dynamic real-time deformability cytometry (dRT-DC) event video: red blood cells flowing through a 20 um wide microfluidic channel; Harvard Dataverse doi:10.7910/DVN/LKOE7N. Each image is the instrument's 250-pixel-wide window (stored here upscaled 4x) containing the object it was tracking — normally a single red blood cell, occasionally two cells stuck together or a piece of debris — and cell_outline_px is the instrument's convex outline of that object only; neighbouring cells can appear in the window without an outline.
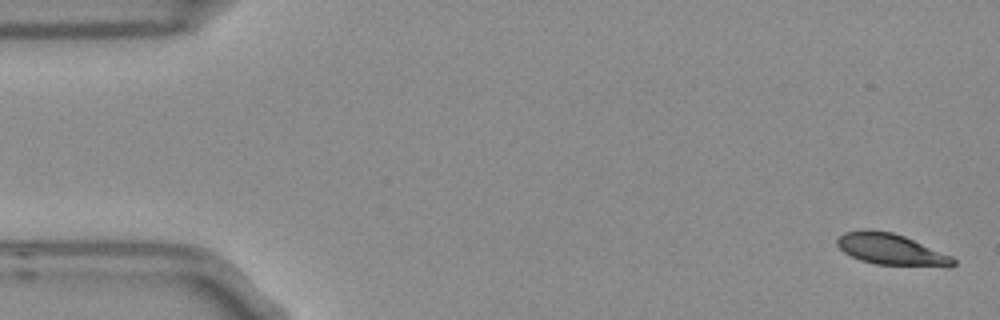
{"species": "Egyptian fruit bat (a non-hibernating species)", "species_latin": "Rousettus aegyptiacus", "temperature_condition": "room temperature", "stored_images_in_passage": 4, "camera_frame_rate_fps": 3000, "um_per_image_px": 0.085, "frame": {"image": 1, "passage_image": 1, "time_ms": 0.0, "image_size_px": [1000, 320], "cell_outline_px": [[956, 264], [948, 268], [876, 264], [860, 260], [844, 252], [836, 244], [836, 240], [844, 232], [860, 228], [872, 228], [892, 232], [904, 236], [952, 256], [956, 260]], "centroid_in_image_um": [75.76, 21.19], "position_along_channel_um": 9.2, "area_um2": 21.68}}
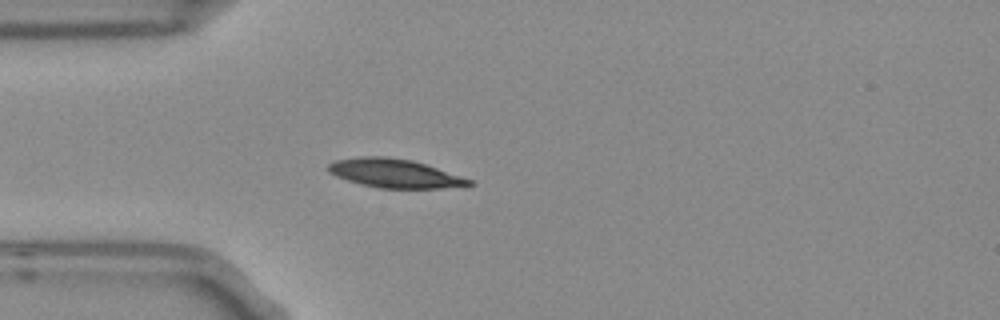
{"frame": {"image": 2, "passage_image": 4, "time_ms": 1.0, "image_size_px": [1000, 320], "cell_outline_px": [[476, 184], [440, 188], [380, 188], [360, 184], [336, 176], [328, 172], [328, 164], [336, 160], [364, 156], [384, 156], [412, 160], [472, 180]], "centroid_in_image_um": [33.51, 14.73], "position_along_channel_um": 51.5, "area_um2": 23.24}}